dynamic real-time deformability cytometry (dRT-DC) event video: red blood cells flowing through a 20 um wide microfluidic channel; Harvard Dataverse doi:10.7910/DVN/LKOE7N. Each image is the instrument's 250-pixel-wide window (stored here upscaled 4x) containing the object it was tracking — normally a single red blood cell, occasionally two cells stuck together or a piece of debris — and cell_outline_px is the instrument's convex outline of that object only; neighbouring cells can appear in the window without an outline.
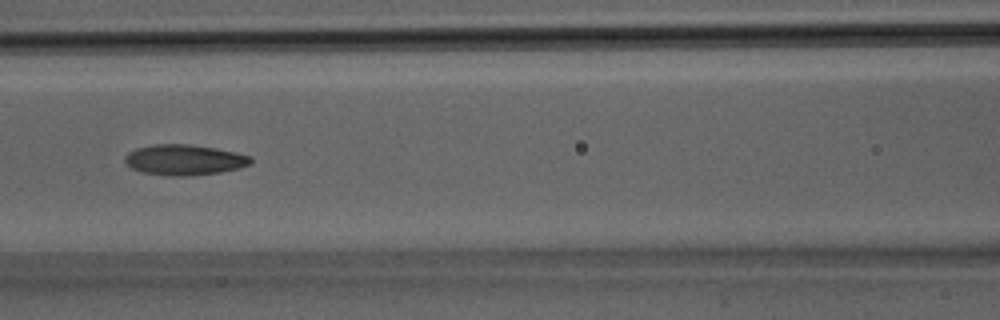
{"species": "Egyptian fruit bat (a non-hibernating species)", "species_latin": "Rousettus aegyptiacus", "temperature_condition": "room temperature", "stored_images_in_passage": 29, "camera_frame_rate_fps": 3000, "um_per_image_px": 0.085, "animal": {"sex": "male"}, "frame": {"image": 1, "passage_image": 12, "time_ms": 3.667, "image_size_px": [1000, 320], "cell_outline_px": [[252, 160], [248, 164], [236, 168], [220, 172], [188, 176], [168, 176], [144, 172], [132, 168], [124, 160], [124, 156], [128, 152], [136, 148], [156, 144], [188, 144], [216, 148], [236, 152], [252, 156]], "centroid_in_image_um": [15.65, 13.58], "position_along_channel_um": 150.9, "area_um2": 22.25}}
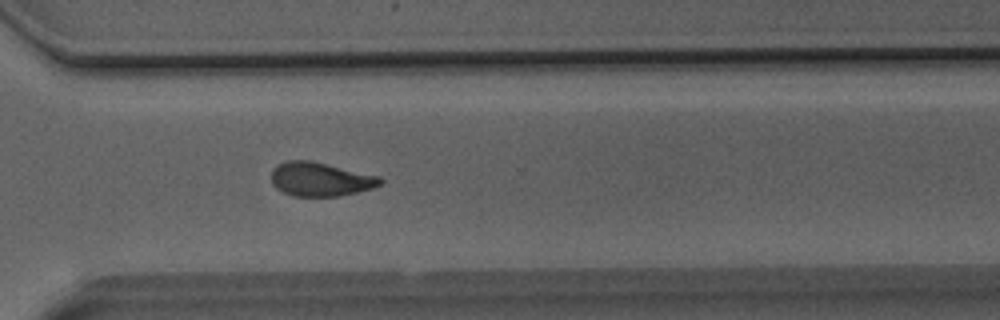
{"frame": {"image": 2, "passage_image": 21, "time_ms": 6.667, "image_size_px": [1000, 320], "cell_outline_px": [[384, 180], [380, 184], [372, 188], [340, 196], [292, 196], [276, 188], [272, 184], [272, 168], [276, 164], [288, 160], [308, 160], [380, 176]], "centroid_in_image_um": [27.2, 15.23], "position_along_channel_um": 343.4, "area_um2": 21.44}}
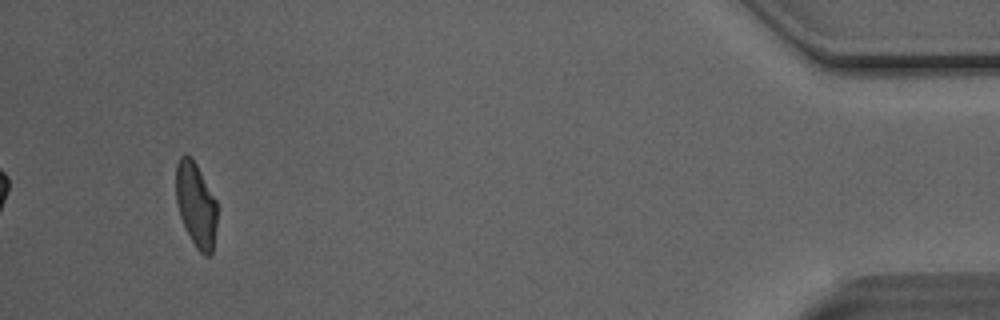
{"frame": {"image": 3, "passage_image": 28, "time_ms": 9.0, "image_size_px": [1000, 320], "cell_outline_px": [[216, 228], [212, 256], [204, 256], [196, 248], [180, 216], [176, 204], [176, 164], [180, 156], [184, 152], [192, 156], [216, 200]], "centroid_in_image_um": [16.65, 17.38], "position_along_channel_um": 418.6, "area_um2": 20.4}}